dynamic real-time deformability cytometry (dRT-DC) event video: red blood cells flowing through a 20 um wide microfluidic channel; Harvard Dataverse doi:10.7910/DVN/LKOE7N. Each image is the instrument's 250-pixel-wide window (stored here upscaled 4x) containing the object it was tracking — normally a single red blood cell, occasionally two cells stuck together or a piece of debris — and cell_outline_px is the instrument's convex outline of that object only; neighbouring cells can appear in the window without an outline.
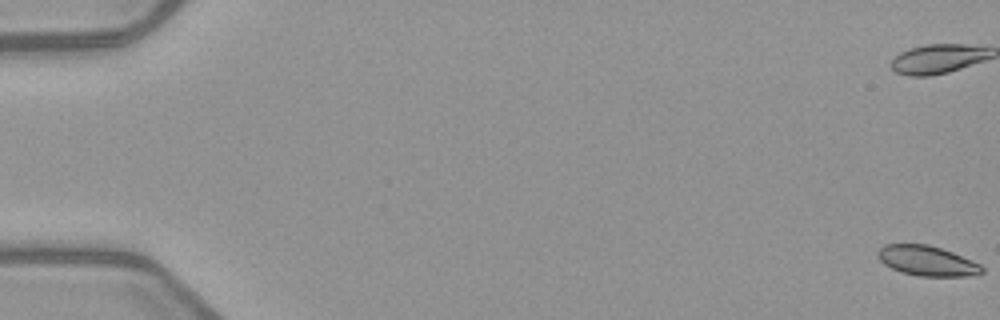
{"species": "common noctule bat (a hibernating species)", "species_latin": "Nyctalus noctula", "temperature_condition": "warm", "stored_images_in_passage": 3, "camera_frame_rate_fps": 3000, "um_per_image_px": 0.085, "animal": {"sex": "female", "body_mass_g": 21.9}, "frame": {"image": 1, "passage_image": 1, "time_ms": 0.0, "image_size_px": [1000, 320], "cell_outline_px": [[984, 272], [976, 276], [916, 276], [900, 272], [884, 264], [876, 256], [876, 252], [884, 244], [928, 244], [952, 252], [972, 260], [980, 264], [984, 268]], "centroid_in_image_um": [78.8, 22.18], "position_along_channel_um": 6.2, "area_um2": 18.44}}